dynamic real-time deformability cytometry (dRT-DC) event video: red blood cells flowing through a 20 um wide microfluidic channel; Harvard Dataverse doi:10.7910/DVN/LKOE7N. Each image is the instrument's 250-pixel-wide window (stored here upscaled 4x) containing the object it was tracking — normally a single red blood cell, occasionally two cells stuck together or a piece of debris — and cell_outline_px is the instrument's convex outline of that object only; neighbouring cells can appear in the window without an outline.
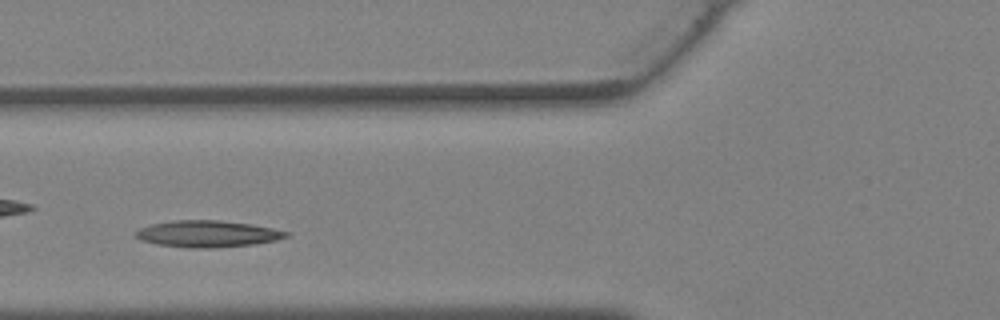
{"species": "Egyptian fruit bat (a non-hibernating species)", "species_latin": "Rousettus aegyptiacus", "temperature_condition": "warm", "stored_images_in_passage": 26, "camera_frame_rate_fps": 3000, "um_per_image_px": 0.085, "animal": {"sex": "female"}, "frame": {"image": 1, "passage_image": 4, "time_ms": 1.0, "image_size_px": [1000, 320], "cell_outline_px": [[288, 236], [276, 240], [252, 244], [212, 248], [188, 248], [156, 244], [140, 240], [136, 236], [136, 232], [140, 228], [152, 224], [172, 220], [216, 220], [248, 224], [272, 228], [288, 232]], "centroid_in_image_um": [17.6, 19.88], "position_along_channel_um": 108.2, "area_um2": 23.06}}
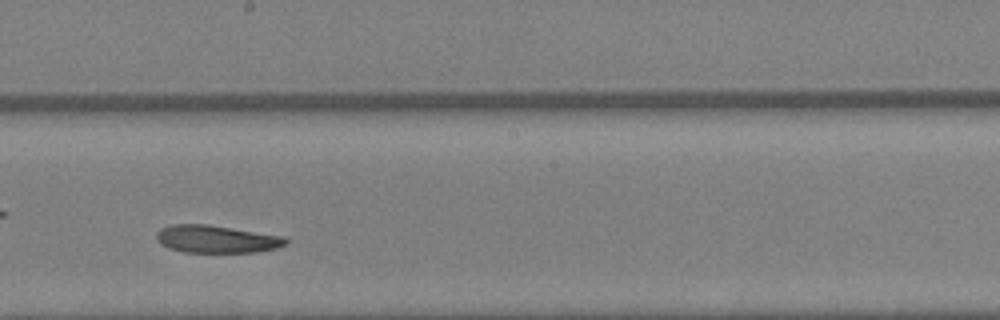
{"frame": {"image": 2, "passage_image": 11, "time_ms": 3.333, "image_size_px": [1000, 320], "cell_outline_px": [[288, 244], [276, 248], [252, 252], [184, 252], [168, 248], [160, 244], [156, 240], [156, 232], [160, 228], [172, 224], [208, 224], [284, 236], [288, 240]], "centroid_in_image_um": [18.37, 20.31], "position_along_channel_um": 229.8, "area_um2": 20.92}}
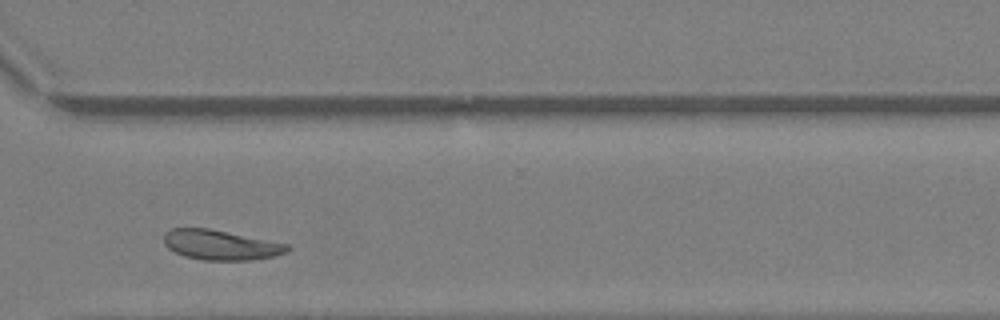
{"frame": {"image": 3, "passage_image": 18, "time_ms": 5.667, "image_size_px": [1000, 320], "cell_outline_px": [[288, 252], [272, 256], [252, 260], [204, 260], [184, 256], [168, 248], [164, 244], [164, 232], [168, 228], [208, 228], [288, 244]], "centroid_in_image_um": [18.7, 20.81], "position_along_channel_um": 351.9, "area_um2": 21.39}}